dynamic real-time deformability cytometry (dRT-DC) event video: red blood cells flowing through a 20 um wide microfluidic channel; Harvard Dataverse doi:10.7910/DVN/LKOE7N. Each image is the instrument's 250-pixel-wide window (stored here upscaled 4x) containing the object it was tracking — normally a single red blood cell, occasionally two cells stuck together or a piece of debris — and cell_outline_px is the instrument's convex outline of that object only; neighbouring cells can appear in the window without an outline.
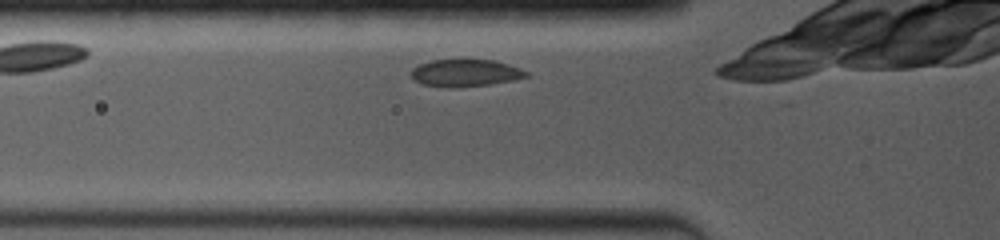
{"species": "common noctule bat (a hibernating species)", "species_latin": "Nyctalus noctula", "temperature_condition": "room temperature", "stored_images_in_passage": 15, "camera_frame_rate_fps": 4000, "um_per_image_px": 0.085, "animal": {"sex": "female", "body_mass_g": 19.0, "forearm_length_mm": 53.3}, "frame": {"image": 1, "passage_image": 3, "time_ms": 0.5, "image_size_px": [1000, 240], "cell_outline_px": [[528, 76], [516, 80], [492, 84], [452, 88], [448, 88], [424, 84], [412, 80], [408, 72], [412, 68], [420, 64], [432, 60], [496, 60], [520, 68], [528, 72]], "centroid_in_image_um": [39.53, 6.21], "position_along_channel_um": 86.3, "area_um2": 18.5}}
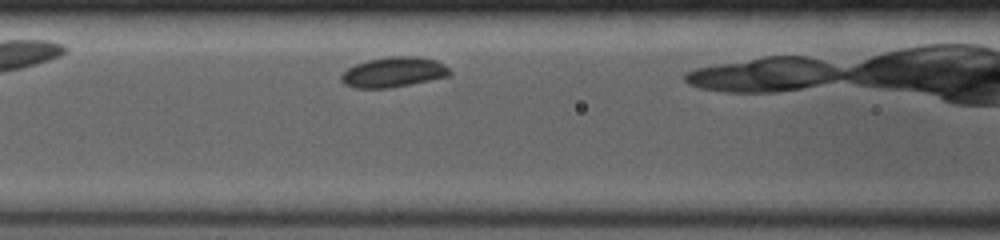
{"frame": {"image": 2, "passage_image": 8, "time_ms": 1.75, "image_size_px": [1000, 240], "cell_outline_px": [[452, 76], [388, 88], [356, 88], [344, 84], [340, 80], [340, 76], [348, 68], [356, 64], [368, 60], [388, 56], [420, 56], [436, 60], [444, 64], [452, 72]], "centroid_in_image_um": [33.48, 6.12], "position_along_channel_um": 133.1, "area_um2": 19.19}}